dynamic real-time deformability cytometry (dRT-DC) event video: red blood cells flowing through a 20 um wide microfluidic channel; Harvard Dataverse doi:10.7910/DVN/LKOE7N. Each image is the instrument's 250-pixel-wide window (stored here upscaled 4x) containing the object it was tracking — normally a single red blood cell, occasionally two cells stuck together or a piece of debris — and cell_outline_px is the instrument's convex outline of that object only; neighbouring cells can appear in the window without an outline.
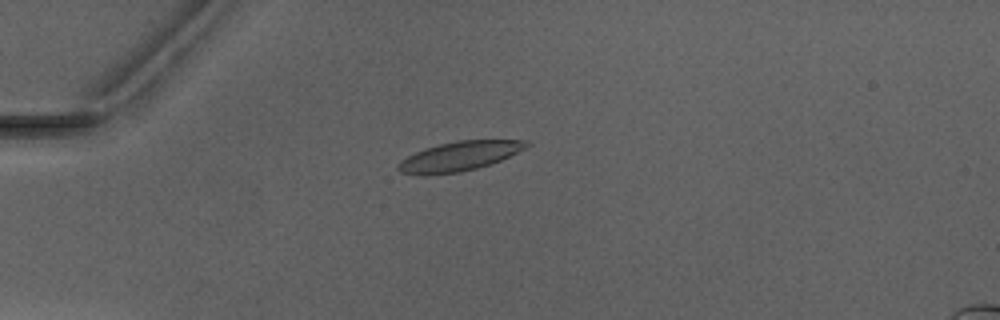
{"species": "Egyptian fruit bat (a non-hibernating species)", "species_latin": "Rousettus aegyptiacus", "temperature_condition": "warm", "stored_images_in_passage": 48, "camera_frame_rate_fps": 3000, "um_per_image_px": 0.085, "animal": {"sex": "male"}, "frame": {"image": 1, "passage_image": 11, "time_ms": 3.333, "image_size_px": [1000, 320], "cell_outline_px": [[532, 144], [500, 160], [476, 168], [460, 172], [424, 176], [400, 172], [396, 168], [400, 160], [424, 148], [456, 140], [528, 140]], "centroid_in_image_um": [38.99, 13.28], "position_along_channel_um": 46.0, "area_um2": 21.91}}
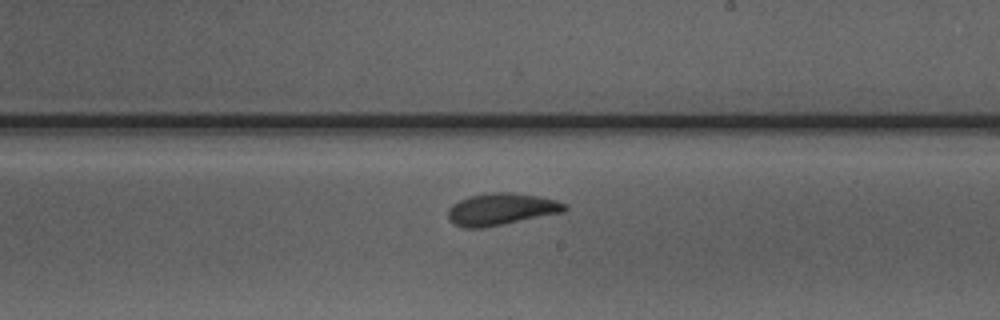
{"frame": {"image": 2, "passage_image": 28, "time_ms": 9.0, "image_size_px": [1000, 320], "cell_outline_px": [[568, 208], [564, 212], [484, 228], [464, 228], [448, 220], [448, 208], [452, 204], [468, 196], [496, 192], [512, 192], [540, 196], [556, 200], [568, 204]], "centroid_in_image_um": [42.62, 17.78], "position_along_channel_um": 246.4, "area_um2": 21.91}}
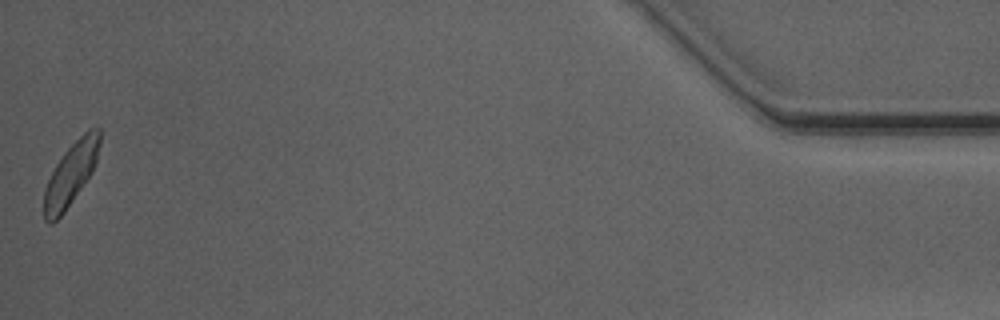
{"frame": {"image": 3, "passage_image": 48, "time_ms": 15.667, "image_size_px": [1000, 320], "cell_outline_px": [[100, 144], [96, 160], [92, 172], [64, 212], [52, 224], [48, 224], [44, 220], [44, 188], [56, 164], [64, 152], [88, 128], [100, 128]], "centroid_in_image_um": [6.01, 14.8], "position_along_channel_um": 429.2, "area_um2": 20.06}, "authors_computed_cell_mechanics": {"area_um2": 21.4149, "velocity_mm_per_s": 4.0544, "shape_relaxation_time_tau1_ms": 4.6375, "shape_relaxation_time_tau2_ms": 3.3692, "deformation_change_tau1": 0.1418, "deformation_change_tau2": 0.0851}}